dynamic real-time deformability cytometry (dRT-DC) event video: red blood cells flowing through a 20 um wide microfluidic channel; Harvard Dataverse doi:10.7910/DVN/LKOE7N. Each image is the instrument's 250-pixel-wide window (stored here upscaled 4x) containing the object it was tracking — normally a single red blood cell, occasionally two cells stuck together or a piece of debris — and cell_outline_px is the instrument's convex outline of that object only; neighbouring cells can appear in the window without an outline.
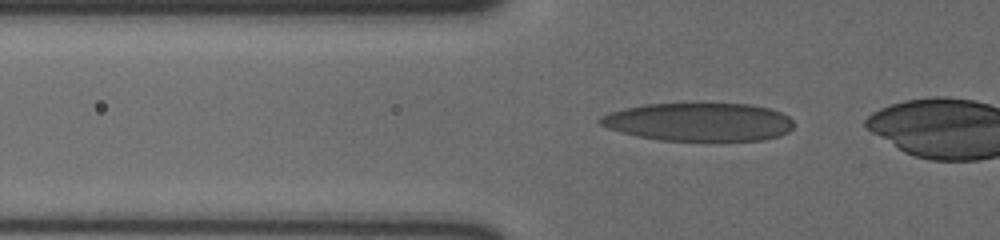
{"species": "human", "species_latin": "Homo sapiens", "temperature_condition": "cold", "stored_images_in_passage": 21, "camera_frame_rate_fps": 3000, "um_per_image_px": 0.085, "donor": {"sex": "male"}, "frame": {"image": 1, "passage_image": 18, "time_ms": 5.667, "image_size_px": [1000, 240], "cell_outline_px": [[792, 128], [788, 132], [780, 136], [764, 140], [660, 140], [636, 136], [620, 132], [608, 128], [600, 124], [596, 120], [600, 116], [624, 108], [644, 104], [752, 104], [768, 108], [780, 112], [788, 116], [792, 120]], "centroid_in_image_um": [59.39, 10.37], "position_along_channel_um": 66.4, "area_um2": 43.06}}